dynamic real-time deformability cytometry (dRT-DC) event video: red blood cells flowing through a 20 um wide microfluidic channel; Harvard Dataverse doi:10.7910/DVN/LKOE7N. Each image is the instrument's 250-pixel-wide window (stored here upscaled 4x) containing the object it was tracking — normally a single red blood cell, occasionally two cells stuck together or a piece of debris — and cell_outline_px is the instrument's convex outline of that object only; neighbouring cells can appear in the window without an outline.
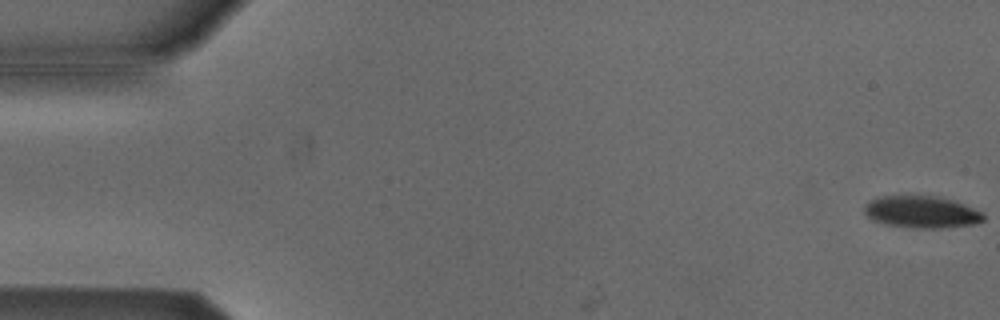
{"species": "Egyptian fruit bat (a non-hibernating species)", "species_latin": "Rousettus aegyptiacus", "temperature_condition": "cold", "stored_images_in_passage": 47, "camera_frame_rate_fps": 3000, "um_per_image_px": 0.085, "animal": {"sex": "male"}, "frame": {"image": 1, "passage_image": 1, "time_ms": 0.0, "image_size_px": [1000, 320], "cell_outline_px": [[984, 220], [972, 224], [940, 228], [912, 228], [884, 224], [872, 220], [864, 212], [864, 204], [868, 200], [880, 196], [936, 196], [952, 200], [984, 212]], "centroid_in_image_um": [78.29, 18.02], "position_along_channel_um": 6.7, "area_um2": 22.25}}
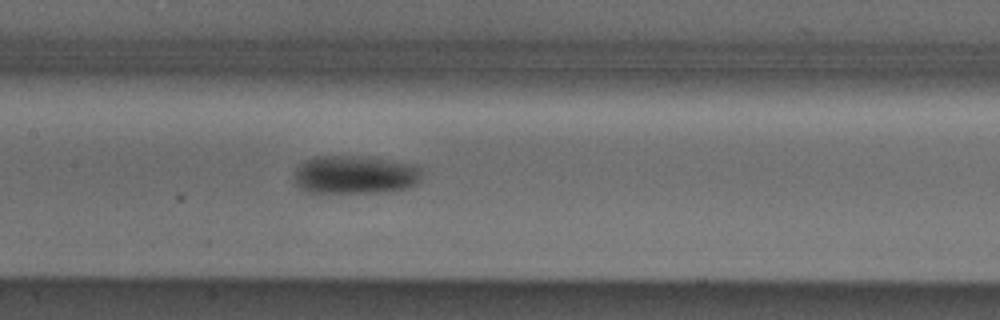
{"frame": {"image": 2, "passage_image": 26, "time_ms": 8.333, "image_size_px": [1000, 320], "cell_outline_px": [[424, 172], [420, 180], [416, 184], [408, 188], [384, 192], [308, 192], [300, 188], [292, 180], [292, 176], [296, 168], [304, 160], [316, 156], [352, 156], [416, 164]], "centroid_in_image_um": [30.16, 14.86], "position_along_channel_um": 177.2, "area_um2": 28.67}}
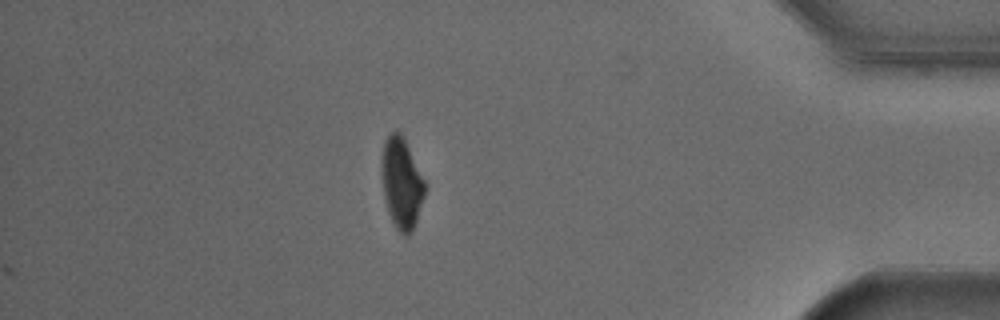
{"frame": {"image": 3, "passage_image": 47, "time_ms": 15.333, "image_size_px": [1000, 320], "cell_outline_px": [[424, 196], [412, 232], [408, 236], [404, 236], [396, 228], [388, 212], [384, 196], [384, 140], [396, 128], [404, 136], [424, 180]], "centroid_in_image_um": [34.16, 15.57], "position_along_channel_um": 401.0, "area_um2": 22.08}, "authors_computed_cell_mechanics": {"area_um2": 25.8366, "velocity_mm_per_s": 3.8187, "shape_relaxation_time_tau1_ms": 2.2579, "shape_relaxation_time_tau2_ms": null, "deformation_change_tau1": 0.0965, "deformation_change_tau2": null}}